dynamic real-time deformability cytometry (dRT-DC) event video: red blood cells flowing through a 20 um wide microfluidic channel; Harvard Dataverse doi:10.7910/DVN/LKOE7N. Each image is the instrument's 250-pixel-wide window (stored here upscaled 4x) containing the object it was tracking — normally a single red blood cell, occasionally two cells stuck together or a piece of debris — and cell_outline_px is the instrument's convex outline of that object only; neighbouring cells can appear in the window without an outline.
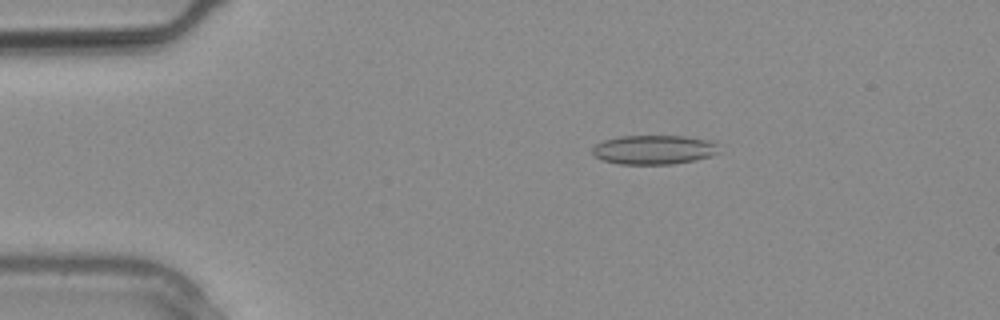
{"species": "common noctule bat (a hibernating species)", "species_latin": "Nyctalus noctula", "temperature_condition": "warm", "stored_images_in_passage": 3, "camera_frame_rate_fps": 3000, "um_per_image_px": 0.085, "animal": {"sex": "male", "body_mass_g": 20.4}, "frame": {"image": 1, "passage_image": 2, "time_ms": 0.333, "image_size_px": [1000, 320], "cell_outline_px": [[720, 152], [696, 160], [672, 164], [620, 164], [604, 160], [596, 156], [592, 152], [592, 148], [596, 144], [604, 140], [620, 136], [684, 136], [712, 140], [716, 144]], "centroid_in_image_um": [55.6, 12.72], "position_along_channel_um": 29.4, "area_um2": 21.5}}
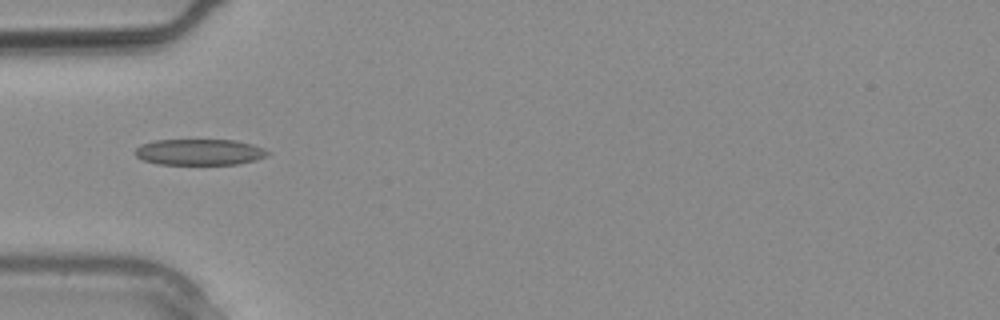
{"frame": {"image": 2, "passage_image": 3, "time_ms": 0.667, "image_size_px": [1000, 320], "cell_outline_px": [[272, 152], [268, 156], [256, 160], [236, 164], [156, 164], [144, 160], [136, 156], [132, 152], [140, 144], [156, 140], [236, 140], [252, 144], [264, 148]], "centroid_in_image_um": [16.97, 12.92], "position_along_channel_um": 68.0, "area_um2": 20.35}}